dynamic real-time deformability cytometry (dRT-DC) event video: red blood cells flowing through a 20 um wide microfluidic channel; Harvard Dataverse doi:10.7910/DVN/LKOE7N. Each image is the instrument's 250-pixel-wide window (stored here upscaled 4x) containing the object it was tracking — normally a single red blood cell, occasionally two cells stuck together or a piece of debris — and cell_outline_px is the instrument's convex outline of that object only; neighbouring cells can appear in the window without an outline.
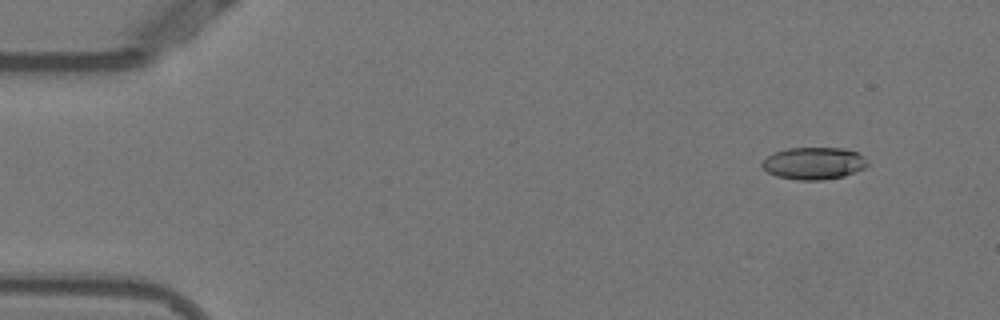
{"species": "Egyptian fruit bat (a non-hibernating species)", "species_latin": "Rousettus aegyptiacus", "temperature_condition": "warm", "stored_images_in_passage": 22, "camera_frame_rate_fps": 3000, "um_per_image_px": 0.085, "animal": {"sex": "female"}, "frame": {"image": 1, "passage_image": 5, "time_ms": 1.333, "image_size_px": [1000, 320], "cell_outline_px": [[868, 164], [864, 168], [844, 176], [820, 180], [800, 180], [776, 176], [768, 172], [760, 164], [772, 152], [788, 148], [840, 148], [856, 152], [864, 156], [868, 160]], "centroid_in_image_um": [69.17, 13.87], "position_along_channel_um": 15.8, "area_um2": 19.71}}
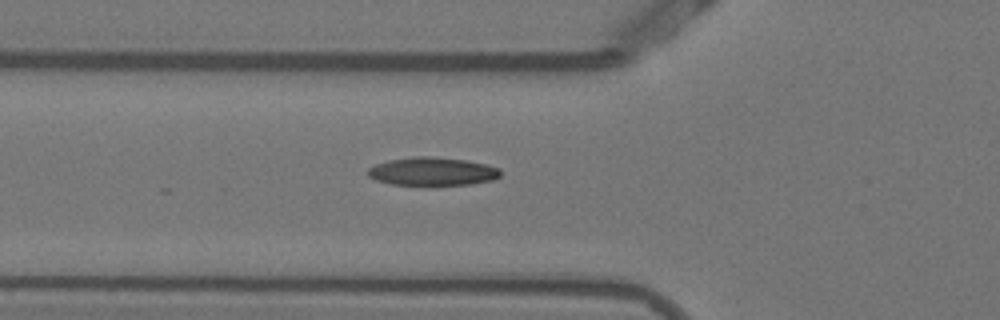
{"frame": {"image": 2, "passage_image": 19, "time_ms": 6.0, "image_size_px": [1000, 320], "cell_outline_px": [[500, 176], [492, 180], [472, 184], [392, 184], [376, 180], [368, 176], [368, 168], [376, 164], [388, 160], [416, 156], [432, 156], [464, 160], [484, 164], [500, 168]], "centroid_in_image_um": [36.74, 14.56], "position_along_channel_um": 89.1, "area_um2": 21.5}}
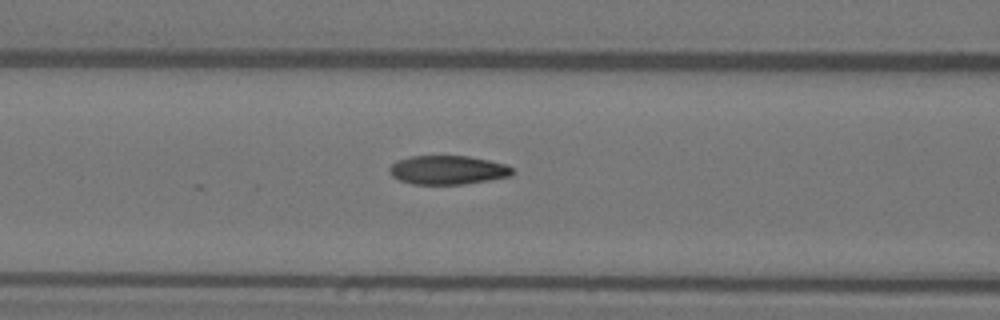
{"frame": {"image": 3, "passage_image": 22, "time_ms": 7.0, "image_size_px": [1000, 320], "cell_outline_px": [[512, 176], [464, 184], [412, 184], [400, 180], [392, 176], [388, 172], [388, 168], [396, 160], [412, 156], [468, 156], [508, 164], [512, 168]], "centroid_in_image_um": [38.04, 14.45], "position_along_channel_um": 128.6, "area_um2": 20.75}}